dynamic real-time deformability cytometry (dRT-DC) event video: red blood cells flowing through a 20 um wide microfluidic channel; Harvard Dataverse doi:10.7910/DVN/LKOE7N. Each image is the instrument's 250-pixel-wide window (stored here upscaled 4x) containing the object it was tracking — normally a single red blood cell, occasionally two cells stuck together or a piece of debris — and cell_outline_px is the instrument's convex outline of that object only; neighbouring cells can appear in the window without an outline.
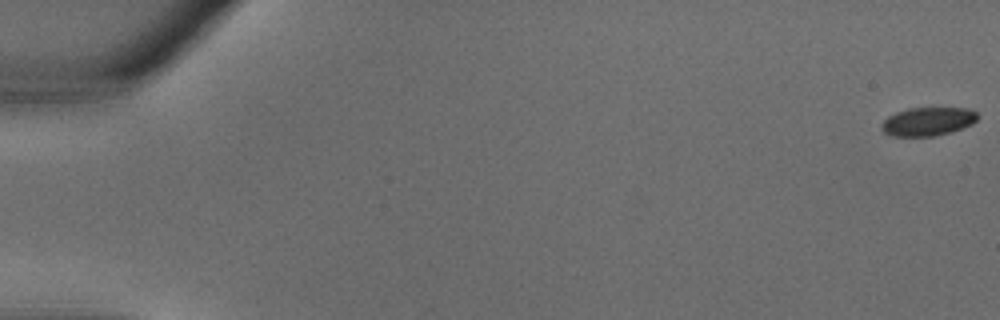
{"species": "common noctule bat (a hibernating species)", "species_latin": "Nyctalus noctula", "temperature_condition": "warm", "stored_images_in_passage": 37, "camera_frame_rate_fps": 3000, "um_per_image_px": 0.085, "animal": {"sex": "male", "body_mass_g": 18.8}, "frame": {"image": 1, "passage_image": 1, "time_ms": 0.0, "image_size_px": [1000, 320], "cell_outline_px": [[980, 116], [972, 124], [948, 132], [932, 136], [892, 136], [884, 132], [880, 128], [880, 124], [888, 116], [896, 112], [908, 108], [968, 108], [976, 112]], "centroid_in_image_um": [78.84, 10.31], "position_along_channel_um": 6.2, "area_um2": 15.9}}
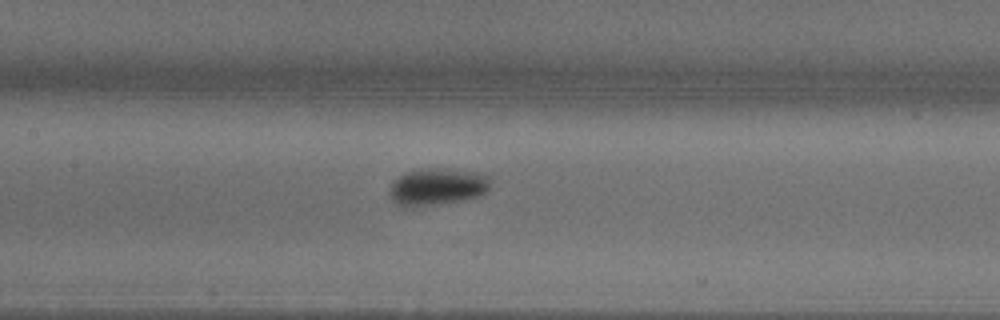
{"frame": {"image": 2, "passage_image": 18, "time_ms": 5.667, "image_size_px": [1000, 320], "cell_outline_px": [[492, 176], [488, 188], [484, 192], [476, 196], [456, 200], [424, 204], [400, 204], [392, 200], [388, 192], [392, 184], [404, 172], [420, 168], [444, 168], [480, 172]], "centroid_in_image_um": [37.21, 15.78], "position_along_channel_um": 170.2, "area_um2": 21.04}}
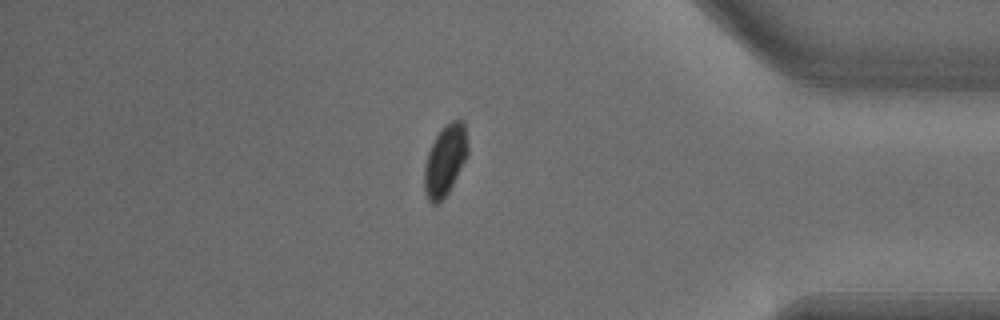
{"frame": {"image": 3, "passage_image": 31, "time_ms": 10.0, "image_size_px": [1000, 320], "cell_outline_px": [[468, 156], [448, 192], [436, 204], [432, 204], [428, 200], [424, 192], [424, 164], [428, 152], [440, 128], [452, 120], [464, 120], [468, 148]], "centroid_in_image_um": [37.83, 13.61], "position_along_channel_um": 397.4, "area_um2": 17.98}}